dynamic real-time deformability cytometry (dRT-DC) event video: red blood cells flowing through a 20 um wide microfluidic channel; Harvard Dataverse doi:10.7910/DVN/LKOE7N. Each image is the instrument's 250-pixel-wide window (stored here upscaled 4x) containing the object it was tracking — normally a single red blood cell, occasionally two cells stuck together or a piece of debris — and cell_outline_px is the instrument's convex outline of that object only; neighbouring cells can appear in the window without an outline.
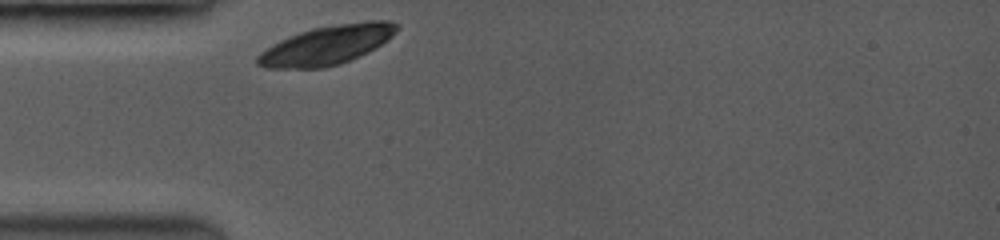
{"species": "common noctule bat (a hibernating species)", "species_latin": "Nyctalus noctula", "temperature_condition": "room temperature", "stored_images_in_passage": 21, "camera_frame_rate_fps": 3500, "um_per_image_px": 0.085, "animal": {"sex": "female", "body_mass_g": 19.0, "forearm_length_mm": 53.3}, "frame": {"image": 1, "passage_image": 1, "time_ms": 0.0, "image_size_px": [1000, 240], "cell_outline_px": [[400, 28], [388, 40], [340, 64], [324, 68], [264, 68], [256, 64], [256, 56], [260, 52], [272, 44], [280, 40], [300, 32], [312, 28], [340, 24], [372, 20], [388, 20], [400, 24]], "centroid_in_image_um": [27.76, 3.83], "position_along_channel_um": 57.2, "area_um2": 31.39}}
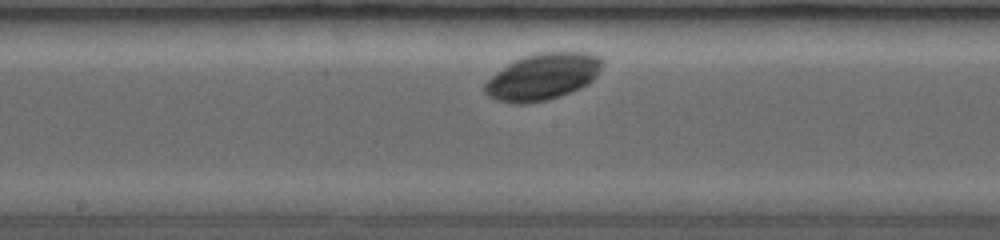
{"frame": {"image": 2, "passage_image": 10, "time_ms": 4.0, "image_size_px": [1000, 240], "cell_outline_px": [[604, 64], [596, 76], [588, 84], [580, 88], [544, 100], [500, 100], [488, 96], [484, 92], [484, 84], [496, 72], [508, 64], [524, 56], [536, 52], [592, 52], [600, 56], [604, 60]], "centroid_in_image_um": [46.22, 6.43], "position_along_channel_um": 202.0, "area_um2": 30.98}}
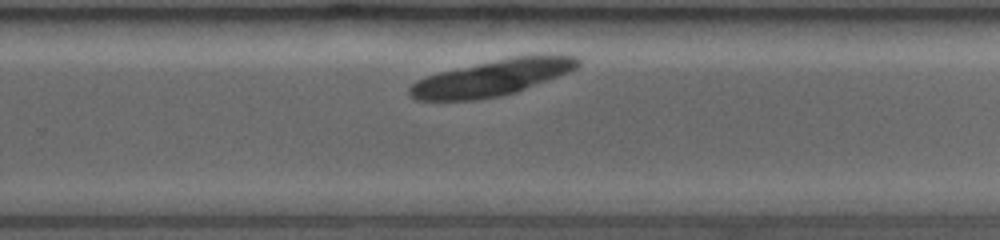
{"frame": {"image": 3, "passage_image": 15, "time_ms": 6.286, "image_size_px": [1000, 240], "cell_outline_px": [[580, 64], [576, 68], [568, 72], [512, 92], [496, 96], [472, 100], [416, 100], [408, 92], [408, 88], [416, 80], [440, 72], [512, 56], [548, 52], [576, 56], [580, 60]], "centroid_in_image_um": [41.88, 6.57], "position_along_channel_um": 287.9, "area_um2": 35.03}}